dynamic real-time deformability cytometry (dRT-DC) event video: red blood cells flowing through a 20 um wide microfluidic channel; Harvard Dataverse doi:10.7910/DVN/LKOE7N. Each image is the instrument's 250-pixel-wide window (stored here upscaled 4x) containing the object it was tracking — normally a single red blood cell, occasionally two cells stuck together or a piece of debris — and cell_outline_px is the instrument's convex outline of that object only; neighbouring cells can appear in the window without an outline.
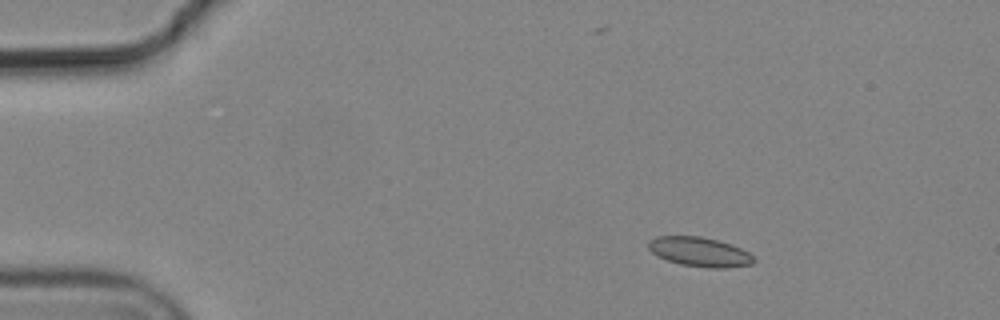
{"species": "common noctule bat (a hibernating species)", "species_latin": "Nyctalus noctula", "temperature_condition": "cold", "stored_images_in_passage": 9, "camera_frame_rate_fps": 3000, "um_per_image_px": 0.085, "animal": {"sex": "male", "body_mass_g": 19.2, "forearm_length_mm": 51.8}, "frame": {"image": 1, "passage_image": 2, "time_ms": 0.333, "image_size_px": [1000, 320], "cell_outline_px": [[756, 260], [752, 264], [728, 268], [708, 268], [680, 264], [668, 260], [652, 252], [648, 248], [648, 240], [656, 236], [700, 236], [716, 240], [740, 248], [748, 252]], "centroid_in_image_um": [59.46, 21.41], "position_along_channel_um": 25.5, "area_um2": 17.92}}
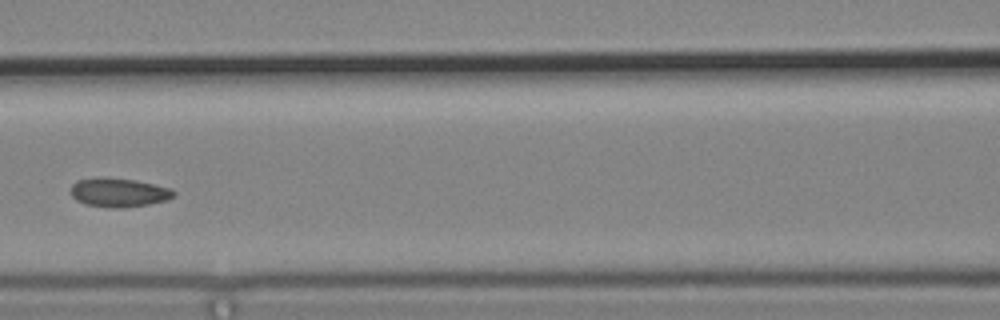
{"frame": {"image": 2, "passage_image": 6, "time_ms": 1.667, "image_size_px": [1000, 320], "cell_outline_px": [[176, 192], [168, 200], [148, 204], [124, 208], [112, 208], [84, 204], [76, 200], [72, 196], [72, 184], [80, 180], [132, 180], [152, 184], [168, 188]], "centroid_in_image_um": [10.12, 16.42], "position_along_channel_um": 156.5, "area_um2": 16.42}}
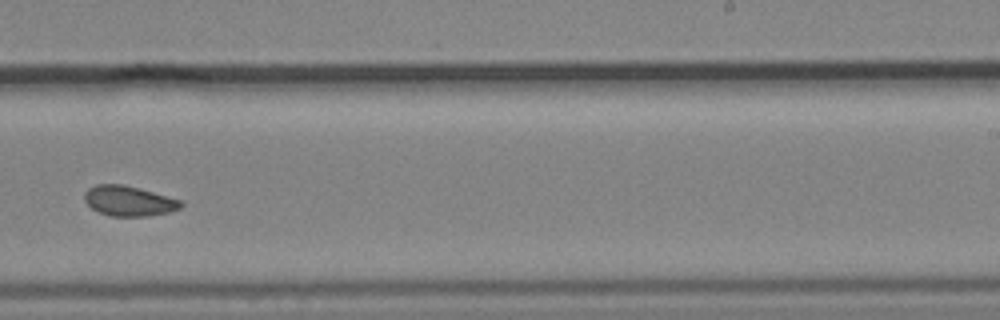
{"frame": {"image": 3, "passage_image": 9, "time_ms": 2.667, "image_size_px": [1000, 320], "cell_outline_px": [[184, 204], [180, 208], [168, 212], [148, 216], [112, 216], [100, 212], [92, 208], [84, 200], [84, 192], [88, 188], [96, 184], [124, 184], [180, 200]], "centroid_in_image_um": [10.92, 17.07], "position_along_channel_um": 278.1, "area_um2": 16.76}}